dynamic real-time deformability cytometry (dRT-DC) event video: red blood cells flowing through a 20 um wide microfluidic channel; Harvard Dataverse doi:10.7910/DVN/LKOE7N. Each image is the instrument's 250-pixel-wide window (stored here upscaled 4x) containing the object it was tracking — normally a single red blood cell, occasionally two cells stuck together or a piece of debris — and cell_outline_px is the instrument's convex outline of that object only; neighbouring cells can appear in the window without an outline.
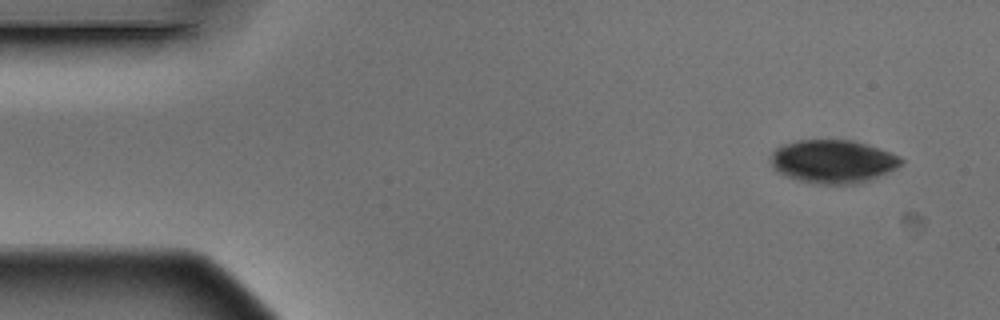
{"species": "Egyptian fruit bat (a non-hibernating species)", "species_latin": "Rousettus aegyptiacus", "temperature_condition": "warm", "stored_images_in_passage": 4, "camera_frame_rate_fps": 3000, "um_per_image_px": 0.085, "animal": {"sex": "male"}, "frame": {"image": 1, "passage_image": 1, "time_ms": 0.0, "image_size_px": [1000, 320], "cell_outline_px": [[904, 160], [896, 168], [888, 172], [860, 184], [820, 184], [796, 180], [784, 176], [776, 172], [772, 168], [772, 152], [776, 148], [784, 144], [796, 140], [852, 140], [900, 156]], "centroid_in_image_um": [70.76, 13.74], "position_along_channel_um": 14.2, "area_um2": 32.83}}
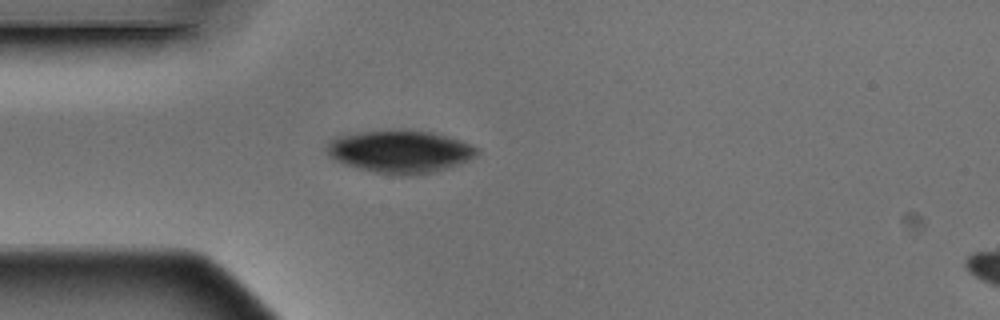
{"frame": {"image": 2, "passage_image": 4, "time_ms": 1.0, "image_size_px": [1000, 320], "cell_outline_px": [[480, 152], [476, 156], [452, 168], [412, 176], [400, 176], [376, 172], [356, 168], [344, 164], [328, 156], [324, 148], [328, 140], [340, 136], [360, 132], [392, 128], [400, 128], [432, 132], [460, 140], [476, 148]], "centroid_in_image_um": [33.98, 12.87], "position_along_channel_um": 51.0, "area_um2": 38.03}}